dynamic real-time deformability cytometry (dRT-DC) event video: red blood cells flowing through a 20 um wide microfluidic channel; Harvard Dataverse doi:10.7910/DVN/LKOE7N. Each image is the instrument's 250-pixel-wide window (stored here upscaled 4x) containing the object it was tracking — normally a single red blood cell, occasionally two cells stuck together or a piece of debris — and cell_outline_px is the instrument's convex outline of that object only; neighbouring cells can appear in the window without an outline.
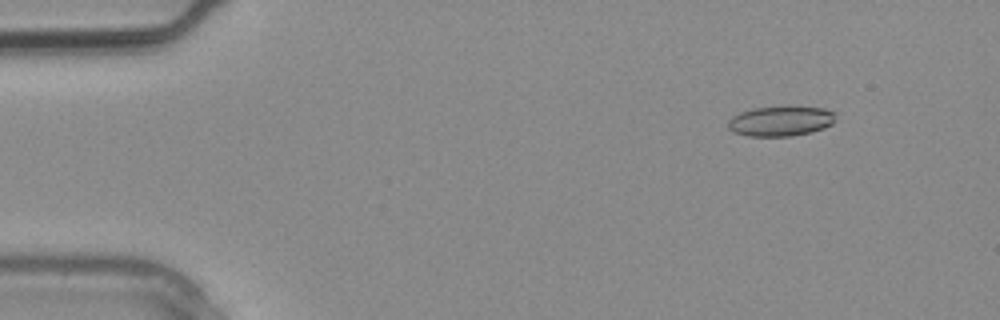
{"species": "common noctule bat (a hibernating species)", "species_latin": "Nyctalus noctula", "temperature_condition": "warm", "stored_images_in_passage": 2, "camera_frame_rate_fps": 3000, "um_per_image_px": 0.085, "animal": {"sex": "male", "body_mass_g": 20.4}, "frame": {"image": 1, "passage_image": 1, "time_ms": 0.0, "image_size_px": [1000, 320], "cell_outline_px": [[832, 124], [824, 128], [812, 132], [792, 136], [748, 136], [732, 132], [728, 128], [728, 120], [732, 116], [740, 112], [752, 108], [788, 104], [824, 108], [832, 112]], "centroid_in_image_um": [66.31, 10.26], "position_along_channel_um": 18.7, "area_um2": 19.36}}